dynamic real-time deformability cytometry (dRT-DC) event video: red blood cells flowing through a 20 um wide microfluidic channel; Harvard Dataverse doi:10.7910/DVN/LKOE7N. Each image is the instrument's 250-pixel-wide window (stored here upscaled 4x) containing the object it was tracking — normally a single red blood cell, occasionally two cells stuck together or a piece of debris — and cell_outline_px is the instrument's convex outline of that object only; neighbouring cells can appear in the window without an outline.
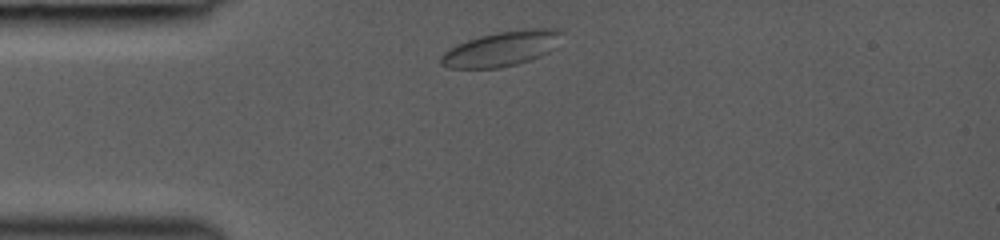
{"species": "common noctule bat (a hibernating species)", "species_latin": "Nyctalus noctula", "temperature_condition": "room temperature", "stored_images_in_passage": 2, "camera_frame_rate_fps": 3000, "um_per_image_px": 0.085, "animal": {"sex": "female", "body_mass_g": 19.0, "forearm_length_mm": 53.3}, "frame": {"image": 1, "passage_image": 1, "time_ms": 0.0, "image_size_px": [1000, 240], "cell_outline_px": [[560, 32], [552, 48], [548, 52], [540, 56], [516, 64], [496, 68], [448, 68], [440, 64], [440, 56], [444, 52], [456, 44], [480, 36], [496, 32], [532, 28], [556, 28]], "centroid_in_image_um": [42.54, 4.15], "position_along_channel_um": 42.5, "area_um2": 24.1}}